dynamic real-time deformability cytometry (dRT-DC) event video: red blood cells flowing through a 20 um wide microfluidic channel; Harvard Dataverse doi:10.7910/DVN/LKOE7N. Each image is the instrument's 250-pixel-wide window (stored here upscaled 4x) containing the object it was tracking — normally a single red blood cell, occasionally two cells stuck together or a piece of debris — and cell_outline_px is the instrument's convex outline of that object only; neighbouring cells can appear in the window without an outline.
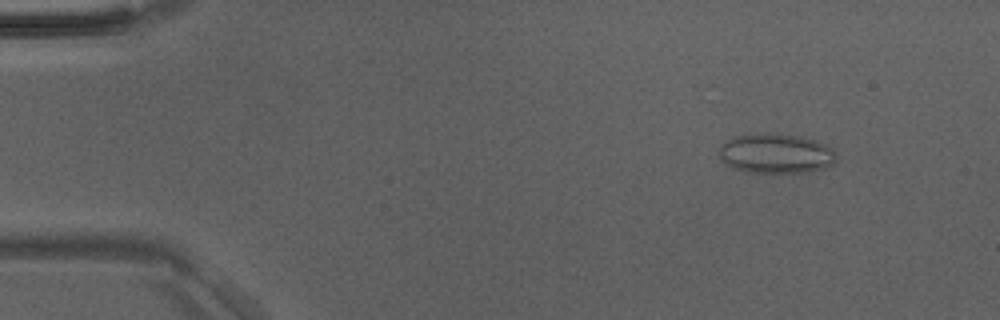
{"species": "Egyptian fruit bat (a non-hibernating species)", "species_latin": "Rousettus aegyptiacus", "temperature_condition": "room temperature", "stored_images_in_passage": 22, "camera_frame_rate_fps": 3000, "um_per_image_px": 0.085, "animal": {"sex": "male"}, "frame": {"image": 1, "passage_image": 4, "time_ms": 1.0, "image_size_px": [1000, 320], "cell_outline_px": [[836, 160], [832, 164], [824, 168], [808, 172], [744, 172], [732, 168], [724, 164], [720, 156], [720, 144], [732, 136], [800, 136], [824, 144], [832, 148], [836, 152]], "centroid_in_image_um": [65.94, 13.1], "position_along_channel_um": 19.1, "area_um2": 26.41}}
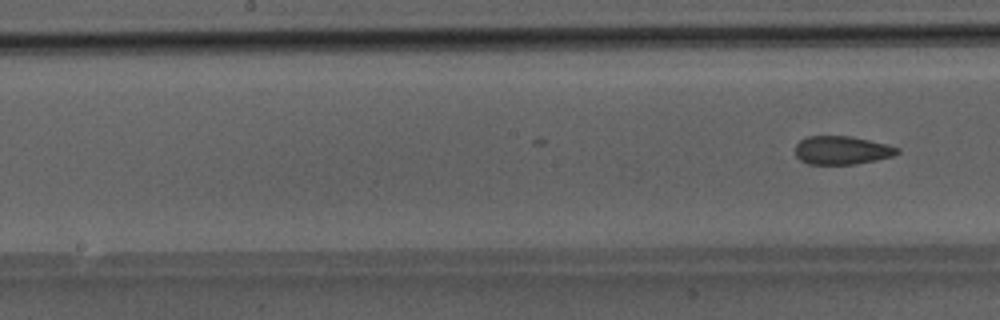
{"frame": {"image": 2, "passage_image": 22, "time_ms": 7.0, "image_size_px": [1000, 320], "cell_outline_px": [[900, 152], [892, 156], [876, 160], [856, 164], [808, 164], [800, 160], [796, 156], [796, 144], [800, 140], [808, 136], [852, 136], [888, 144], [900, 148]], "centroid_in_image_um": [71.57, 12.77], "position_along_channel_um": 176.6, "area_um2": 16.99}}